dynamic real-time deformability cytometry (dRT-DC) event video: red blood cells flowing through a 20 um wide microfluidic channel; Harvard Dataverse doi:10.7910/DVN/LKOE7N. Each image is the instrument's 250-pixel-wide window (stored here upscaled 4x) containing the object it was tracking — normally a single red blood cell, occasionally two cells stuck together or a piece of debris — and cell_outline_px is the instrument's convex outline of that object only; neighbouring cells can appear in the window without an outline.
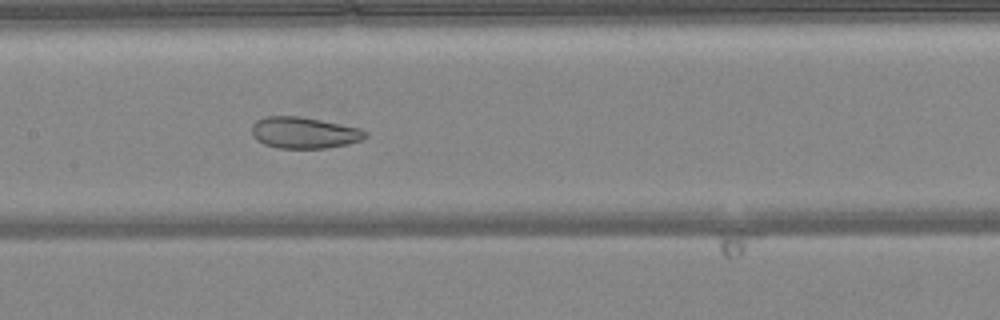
{"species": "common noctule bat (a hibernating species)", "species_latin": "Nyctalus noctula", "temperature_condition": "warm", "stored_images_in_passage": 49, "camera_frame_rate_fps": 3000, "um_per_image_px": 0.085, "animal": {"sex": "female", "body_mass_g": 24.6, "forearm_length_mm": 56.2}, "frame": {"image": 1, "passage_image": 24, "time_ms": 7.667, "image_size_px": [1000, 320], "cell_outline_px": [[368, 136], [360, 140], [348, 144], [324, 148], [276, 148], [264, 144], [256, 140], [252, 136], [252, 124], [256, 120], [264, 116], [300, 116], [360, 128], [368, 132]], "centroid_in_image_um": [25.82, 11.28], "position_along_channel_um": 181.6, "area_um2": 20.87}}
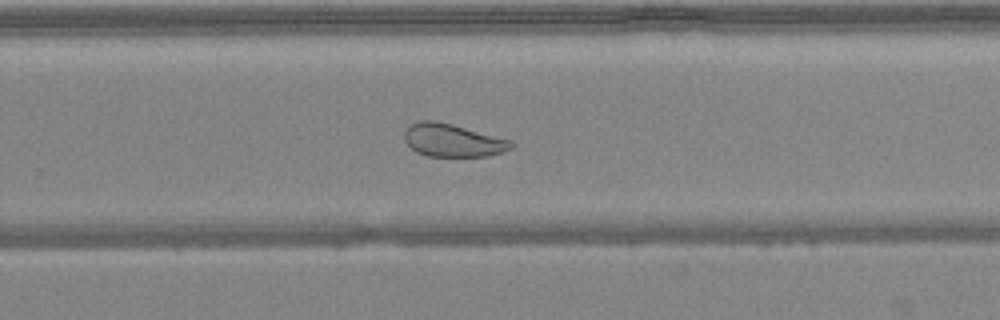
{"frame": {"image": 2, "passage_image": 32, "time_ms": 10.333, "image_size_px": [1000, 320], "cell_outline_px": [[516, 144], [512, 148], [504, 152], [488, 156], [428, 156], [416, 152], [404, 140], [404, 132], [412, 124], [420, 120], [436, 120], [452, 124], [512, 140]], "centroid_in_image_um": [38.52, 11.93], "position_along_channel_um": 291.3, "area_um2": 20.58}}
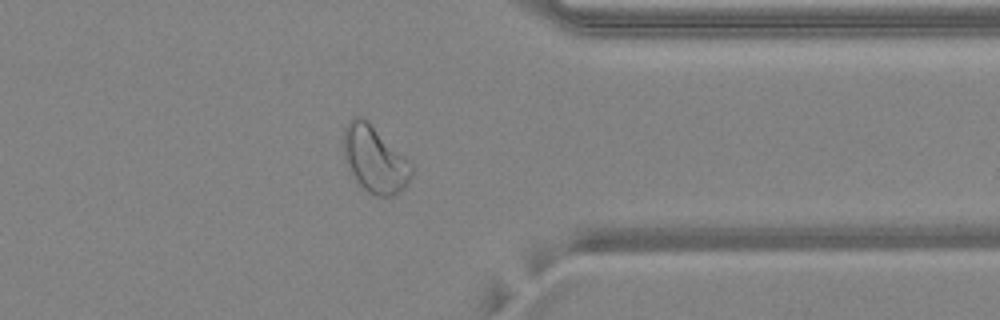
{"frame": {"image": 3, "passage_image": 39, "time_ms": 12.667, "image_size_px": [1000, 320], "cell_outline_px": [[412, 172], [404, 188], [392, 196], [376, 196], [368, 192], [356, 184], [344, 160], [344, 128], [348, 120], [352, 116], [364, 116], [412, 164]], "centroid_in_image_um": [31.8, 13.53], "position_along_channel_um": 379.6, "area_um2": 26.53}, "authors_computed_cell_mechanics": {"area_um2": 27.9174, "velocity_mm_per_s": 4.135, "shape_relaxation_time_tau1_ms": 10.6461, "shape_relaxation_time_tau2_ms": 1.3991, "deformation_change_tau1": 0.15, "deformation_change_tau2": 0.0653}}